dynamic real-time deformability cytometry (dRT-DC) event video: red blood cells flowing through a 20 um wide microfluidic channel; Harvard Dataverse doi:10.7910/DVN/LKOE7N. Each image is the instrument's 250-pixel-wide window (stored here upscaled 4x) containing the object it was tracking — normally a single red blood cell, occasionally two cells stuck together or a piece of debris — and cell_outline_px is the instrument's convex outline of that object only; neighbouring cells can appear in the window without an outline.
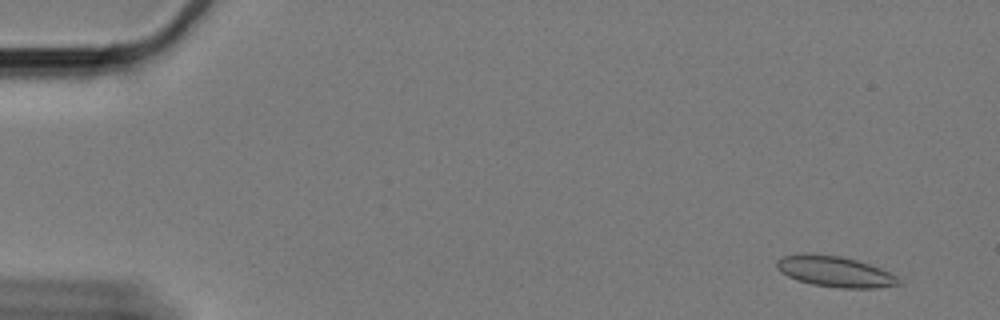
{"species": "Egyptian fruit bat (a non-hibernating species)", "species_latin": "Rousettus aegyptiacus", "temperature_condition": "cold", "stored_images_in_passage": 15, "camera_frame_rate_fps": 3000, "um_per_image_px": 0.085, "animal": {"sex": "female"}, "frame": {"image": 1, "passage_image": 5, "time_ms": 1.333, "image_size_px": [1000, 320], "cell_outline_px": [[900, 284], [876, 288], [840, 288], [812, 284], [796, 280], [780, 272], [776, 268], [776, 260], [784, 256], [800, 252], [804, 252], [840, 256], [856, 260], [880, 268], [896, 276], [900, 280]], "centroid_in_image_um": [70.91, 23.07], "position_along_channel_um": 14.1, "area_um2": 21.96}}